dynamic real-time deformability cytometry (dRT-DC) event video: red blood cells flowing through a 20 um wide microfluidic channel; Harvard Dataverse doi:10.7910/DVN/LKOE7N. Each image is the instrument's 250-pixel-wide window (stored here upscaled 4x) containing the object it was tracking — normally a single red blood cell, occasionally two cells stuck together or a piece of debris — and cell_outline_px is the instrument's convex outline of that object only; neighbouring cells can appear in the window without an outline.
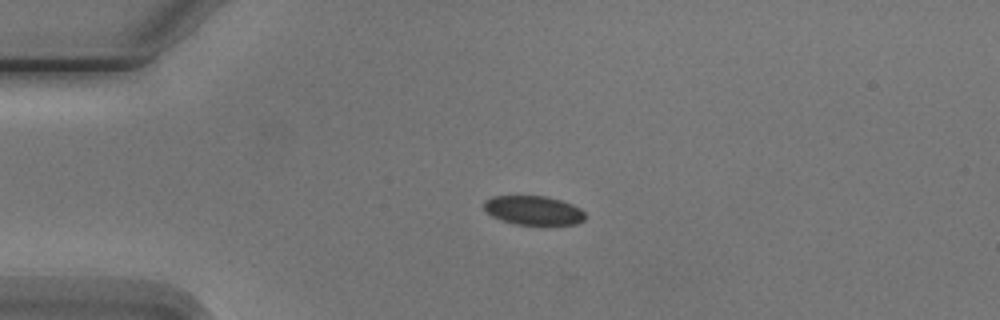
{"species": "Egyptian fruit bat (a non-hibernating species)", "species_latin": "Rousettus aegyptiacus", "temperature_condition": "cold", "stored_images_in_passage": 10, "camera_frame_rate_fps": 3000, "um_per_image_px": 0.085, "animal": {"sex": "male"}, "frame": {"image": 1, "passage_image": 3, "time_ms": 3.0, "image_size_px": [1000, 320], "cell_outline_px": [[584, 220], [576, 224], [516, 224], [500, 220], [492, 216], [484, 208], [484, 200], [492, 196], [548, 196], [572, 204], [580, 208], [584, 212]], "centroid_in_image_um": [45.33, 17.87], "position_along_channel_um": 39.7, "area_um2": 17.05}}
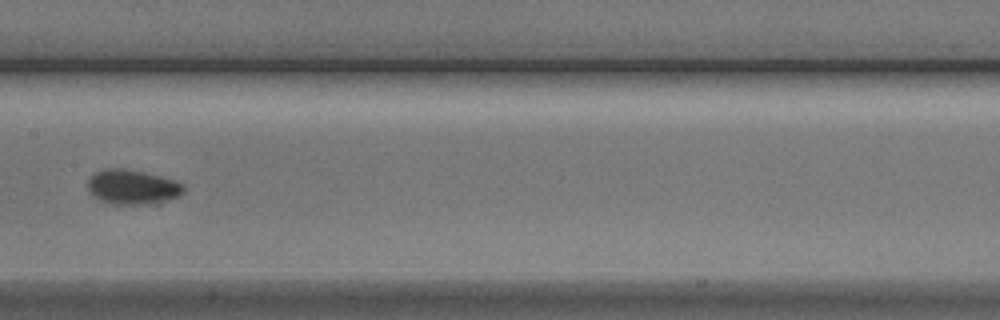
{"frame": {"image": 2, "passage_image": 7, "time_ms": 8.0, "image_size_px": [1000, 320], "cell_outline_px": [[184, 192], [180, 196], [156, 204], [108, 204], [92, 196], [88, 192], [88, 180], [96, 172], [104, 168], [124, 168], [144, 172], [176, 180], [184, 184]], "centroid_in_image_um": [11.27, 15.9], "position_along_channel_um": 196.1, "area_um2": 19.71}}
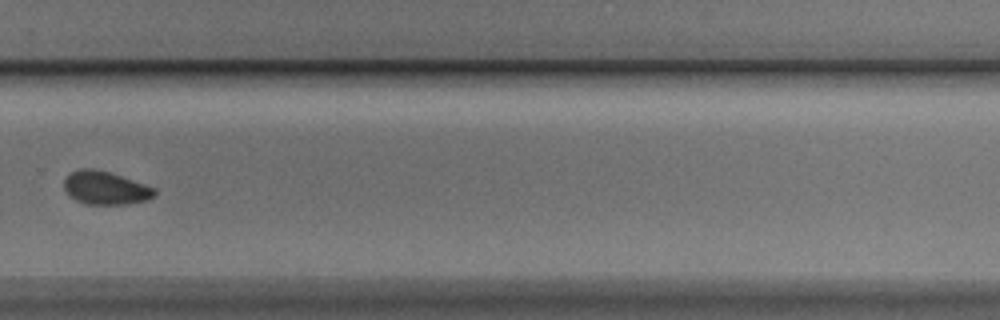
{"frame": {"image": 3, "passage_image": 10, "time_ms": 11.333, "image_size_px": [1000, 320], "cell_outline_px": [[156, 196], [148, 200], [128, 204], [84, 204], [68, 196], [64, 188], [64, 180], [72, 172], [80, 168], [92, 168], [108, 172], [156, 188]], "centroid_in_image_um": [8.96, 15.99], "position_along_channel_um": 320.8, "area_um2": 17.51}}